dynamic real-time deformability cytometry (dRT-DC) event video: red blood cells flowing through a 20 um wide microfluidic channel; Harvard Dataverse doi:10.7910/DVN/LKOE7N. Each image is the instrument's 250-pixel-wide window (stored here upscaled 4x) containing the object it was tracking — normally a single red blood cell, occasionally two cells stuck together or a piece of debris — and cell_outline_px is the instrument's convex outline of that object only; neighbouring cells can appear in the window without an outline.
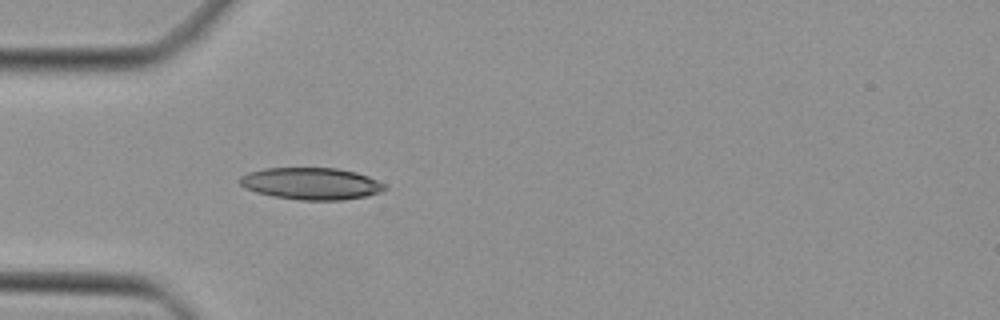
{"species": "Egyptian fruit bat (a non-hibernating species)", "species_latin": "Rousettus aegyptiacus", "temperature_condition": "cold", "stored_images_in_passage": 31, "camera_frame_rate_fps": 3000, "um_per_image_px": 0.085, "animal": {"sex": "female"}, "frame": {"image": 1, "passage_image": 3, "time_ms": 0.667, "image_size_px": [1000, 320], "cell_outline_px": [[388, 188], [380, 192], [368, 196], [340, 200], [300, 200], [276, 196], [256, 192], [244, 188], [240, 184], [240, 176], [248, 172], [264, 168], [336, 168], [356, 172], [368, 176], [384, 184]], "centroid_in_image_um": [26.46, 15.6], "position_along_channel_um": 58.5, "area_um2": 26.93}}
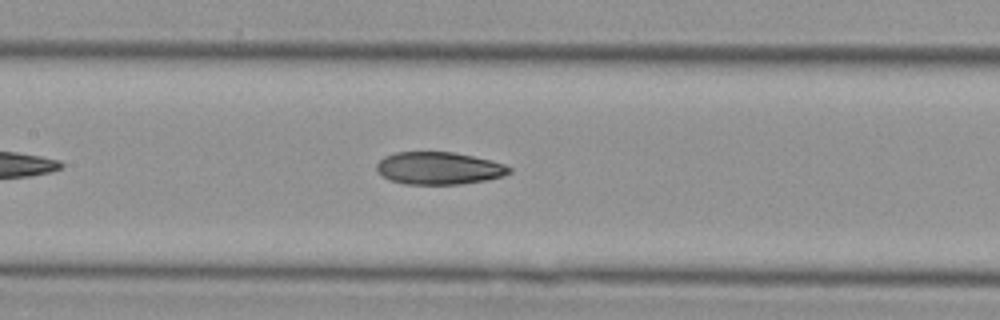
{"frame": {"image": 2, "passage_image": 11, "time_ms": 3.333, "image_size_px": [1000, 320], "cell_outline_px": [[512, 172], [504, 176], [484, 180], [460, 184], [404, 184], [392, 180], [384, 176], [376, 168], [376, 164], [384, 156], [396, 152], [452, 152], [472, 156], [504, 164], [512, 168]], "centroid_in_image_um": [37.31, 14.3], "position_along_channel_um": 170.1, "area_um2": 24.85}}
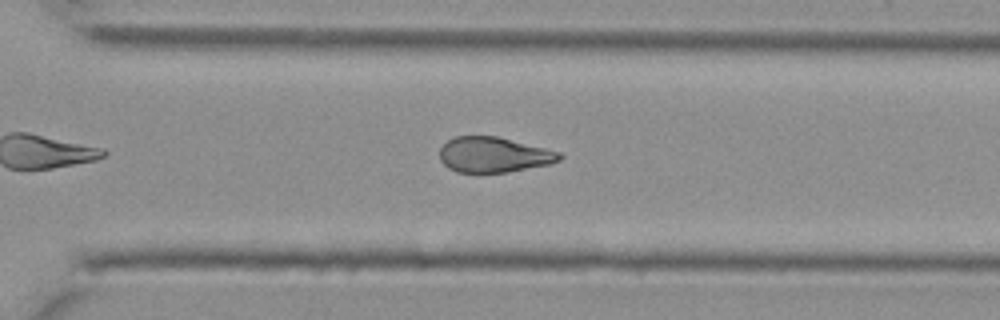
{"frame": {"image": 3, "passage_image": 22, "time_ms": 7.0, "image_size_px": [1000, 320], "cell_outline_px": [[564, 156], [560, 160], [552, 164], [504, 172], [456, 172], [448, 168], [440, 160], [440, 148], [452, 136], [496, 136], [560, 152]], "centroid_in_image_um": [41.96, 13.15], "position_along_channel_um": 328.6, "area_um2": 24.57}}